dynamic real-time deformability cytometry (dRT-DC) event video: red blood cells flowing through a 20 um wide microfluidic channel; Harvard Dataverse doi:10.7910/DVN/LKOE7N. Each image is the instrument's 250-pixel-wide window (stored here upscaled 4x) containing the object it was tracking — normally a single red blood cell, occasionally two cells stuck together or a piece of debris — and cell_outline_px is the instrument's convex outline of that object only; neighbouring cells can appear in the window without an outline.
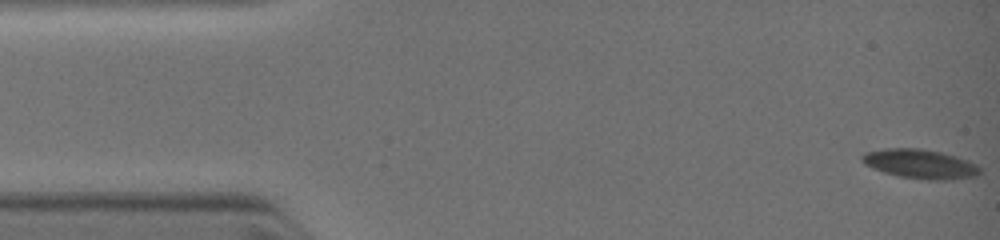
{"species": "common noctule bat (a hibernating species)", "species_latin": "Nyctalus noctula", "temperature_condition": "warm", "stored_images_in_passage": 5, "camera_frame_rate_fps": 3000, "um_per_image_px": 0.085, "animal": {"sex": "female", "body_mass_g": 19.0, "forearm_length_mm": 51.5}, "frame": {"image": 1, "passage_image": 1, "time_ms": 0.0, "image_size_px": [1000, 240], "cell_outline_px": [[980, 172], [976, 176], [952, 180], [928, 180], [900, 176], [884, 172], [872, 168], [864, 164], [860, 160], [860, 156], [864, 152], [884, 148], [920, 148], [940, 152], [956, 156], [968, 160], [976, 164], [980, 168]], "centroid_in_image_um": [78.19, 13.93], "position_along_channel_um": 6.8, "area_um2": 20.29}}
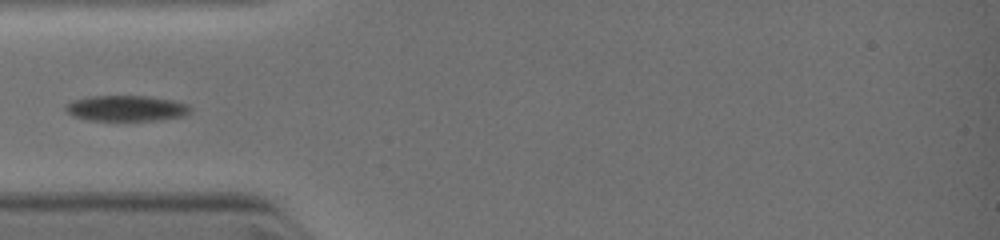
{"frame": {"image": 2, "passage_image": 5, "time_ms": 3.667, "image_size_px": [1000, 240], "cell_outline_px": [[188, 112], [184, 116], [160, 120], [88, 120], [72, 116], [64, 108], [64, 104], [72, 100], [88, 96], [148, 96], [172, 100], [188, 104]], "centroid_in_image_um": [10.67, 9.2], "position_along_channel_um": 74.3, "area_um2": 18.67}}